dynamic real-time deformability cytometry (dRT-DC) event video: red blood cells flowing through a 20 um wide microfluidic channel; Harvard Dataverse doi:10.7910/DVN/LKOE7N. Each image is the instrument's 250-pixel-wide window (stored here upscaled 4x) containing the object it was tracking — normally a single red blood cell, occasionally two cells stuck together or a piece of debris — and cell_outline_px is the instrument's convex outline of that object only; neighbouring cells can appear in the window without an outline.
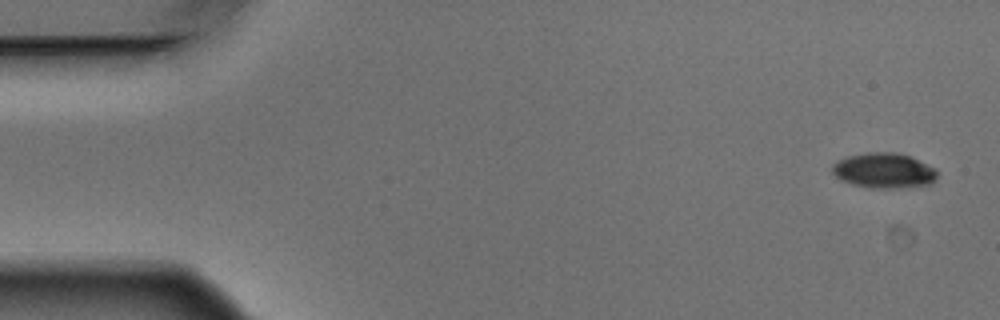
{"species": "Egyptian fruit bat (a non-hibernating species)", "species_latin": "Rousettus aegyptiacus", "temperature_condition": "warm", "stored_images_in_passage": 5, "segment_of_instrument_passage": [1, 2], "camera_frame_rate_fps": 3000, "um_per_image_px": 0.085, "animal": {"sex": "male"}, "frame": {"image": 1, "passage_image": 1, "time_ms": 0.0, "image_size_px": [1000, 320], "cell_outline_px": [[936, 180], [932, 184], [896, 188], [868, 188], [852, 184], [840, 180], [832, 172], [832, 164], [836, 160], [848, 156], [868, 152], [896, 152], [912, 156], [936, 168]], "centroid_in_image_um": [75.14, 14.49], "position_along_channel_um": 9.9, "area_um2": 21.85}}
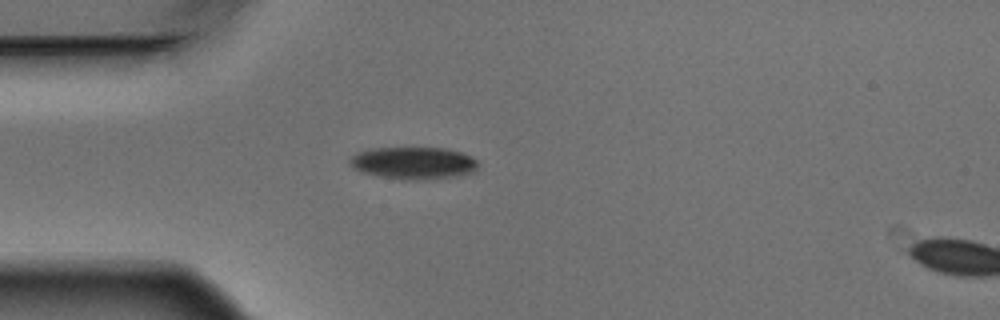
{"frame": {"image": 2, "passage_image": 4, "time_ms": 1.0, "image_size_px": [1000, 320], "cell_outline_px": [[480, 164], [472, 172], [456, 176], [416, 180], [408, 180], [376, 176], [360, 172], [352, 168], [348, 164], [348, 160], [356, 152], [372, 148], [448, 148], [464, 152], [472, 156]], "centroid_in_image_um": [35.11, 13.85], "position_along_channel_um": 49.9, "area_um2": 24.45}}